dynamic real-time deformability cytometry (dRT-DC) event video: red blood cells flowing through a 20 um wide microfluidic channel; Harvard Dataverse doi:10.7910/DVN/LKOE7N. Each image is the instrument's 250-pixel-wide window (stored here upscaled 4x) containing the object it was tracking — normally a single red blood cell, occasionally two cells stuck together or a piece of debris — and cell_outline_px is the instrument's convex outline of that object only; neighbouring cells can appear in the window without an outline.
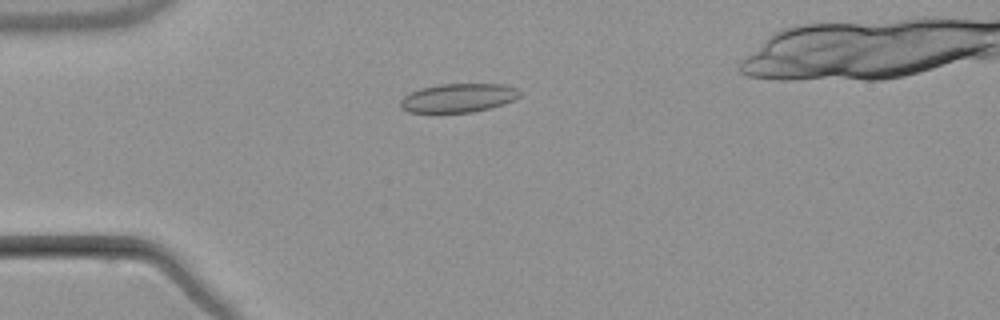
{"species": "common noctule bat (a hibernating species)", "species_latin": "Nyctalus noctula", "temperature_condition": "warm", "stored_images_in_passage": 3, "camera_frame_rate_fps": 3000, "um_per_image_px": 0.085, "animal": {"sex": "male", "body_mass_g": 21.5, "forearm_length_mm": 52.0}, "frame": {"image": 1, "passage_image": 1, "time_ms": 0.0, "image_size_px": [1000, 320], "cell_outline_px": [[520, 96], [512, 100], [488, 108], [472, 112], [408, 112], [400, 104], [400, 100], [404, 96], [420, 88], [440, 84], [504, 84], [516, 88], [520, 92]], "centroid_in_image_um": [38.94, 8.31], "position_along_channel_um": 46.1, "area_um2": 19.65}}
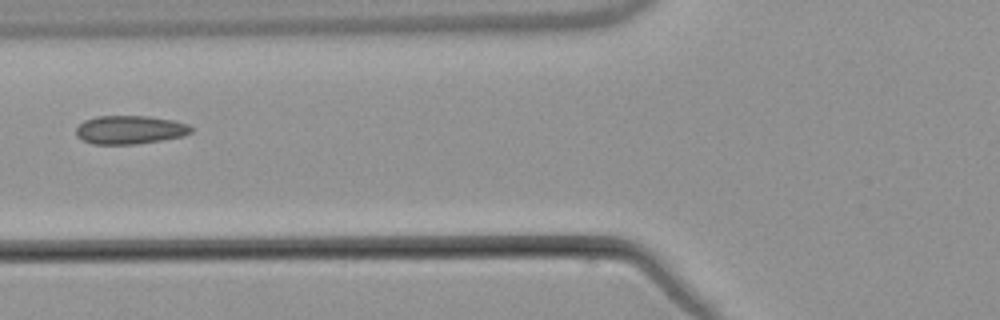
{"frame": {"image": 2, "passage_image": 3, "time_ms": 2.333, "image_size_px": [1000, 320], "cell_outline_px": [[192, 132], [184, 136], [136, 144], [92, 144], [76, 136], [76, 128], [84, 120], [96, 116], [148, 116], [172, 120], [188, 124], [192, 128]], "centroid_in_image_um": [11.03, 11.03], "position_along_channel_um": 114.8, "area_um2": 19.07}}